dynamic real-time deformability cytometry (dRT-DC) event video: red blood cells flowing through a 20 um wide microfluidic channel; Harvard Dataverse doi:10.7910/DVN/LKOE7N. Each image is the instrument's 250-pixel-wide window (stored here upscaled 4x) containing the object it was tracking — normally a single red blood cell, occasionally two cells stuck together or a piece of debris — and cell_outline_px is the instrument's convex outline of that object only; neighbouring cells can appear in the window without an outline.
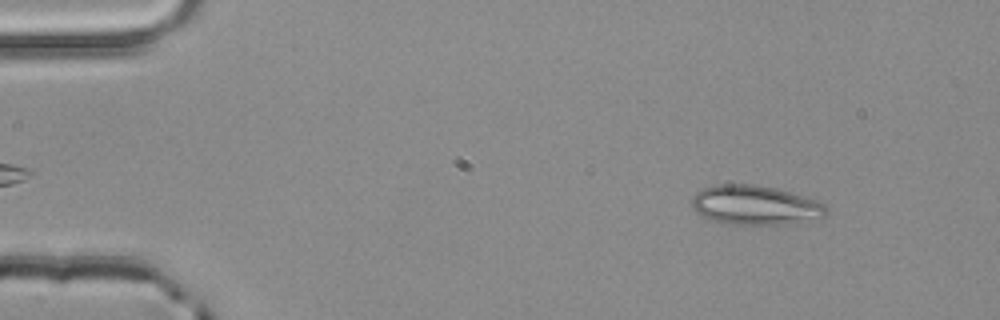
{"species": "common noctule bat (a hibernating species)", "species_latin": "Nyctalus noctula", "temperature_condition": "room temperature", "stored_images_in_passage": 4, "camera_frame_rate_fps": 3000, "um_per_image_px": 0.085, "animal": {"sex": "male", "body_mass_g": 20.4}, "frame": {"image": 1, "passage_image": 1, "time_ms": 0.0, "image_size_px": [1000, 320], "cell_outline_px": [[828, 212], [824, 216], [800, 224], [724, 224], [700, 216], [692, 208], [692, 196], [700, 188], [716, 184], [756, 184], [776, 188], [804, 196], [816, 200], [824, 204], [828, 208]], "centroid_in_image_um": [64.18, 17.44], "position_along_channel_um": 20.8, "area_um2": 31.44}}